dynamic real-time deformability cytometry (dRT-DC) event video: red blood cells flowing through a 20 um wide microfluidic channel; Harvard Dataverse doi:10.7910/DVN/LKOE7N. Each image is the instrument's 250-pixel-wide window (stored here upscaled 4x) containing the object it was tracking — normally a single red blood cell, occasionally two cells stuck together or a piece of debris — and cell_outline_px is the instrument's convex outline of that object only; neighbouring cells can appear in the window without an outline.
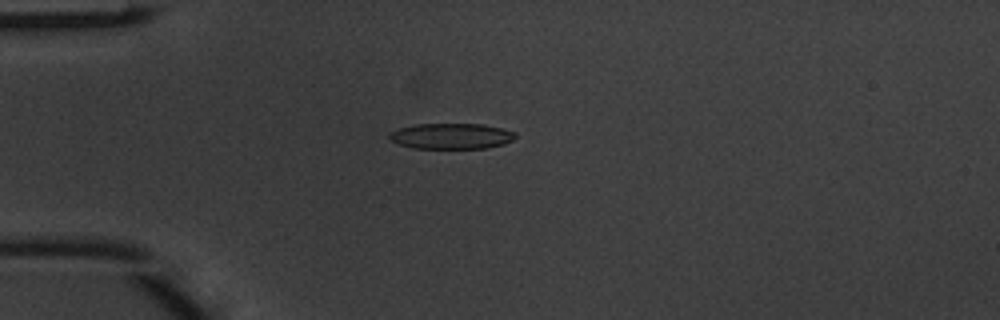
{"species": "common noctule bat (a hibernating species)", "species_latin": "Nyctalus noctula", "temperature_condition": "warm", "stored_images_in_passage": 5, "camera_frame_rate_fps": 3000, "um_per_image_px": 0.085, "animal": {"sex": "male", "body_mass_g": 20.1, "forearm_length_mm": 53.5}, "frame": {"image": 1, "passage_image": 4, "time_ms": 1.0, "image_size_px": [1000, 320], "cell_outline_px": [[516, 136], [512, 140], [504, 144], [488, 148], [412, 148], [400, 144], [392, 140], [388, 136], [388, 132], [400, 128], [416, 124], [480, 124], [500, 128], [516, 132]], "centroid_in_image_um": [38.36, 11.57], "position_along_channel_um": 46.6, "area_um2": 18.79}}